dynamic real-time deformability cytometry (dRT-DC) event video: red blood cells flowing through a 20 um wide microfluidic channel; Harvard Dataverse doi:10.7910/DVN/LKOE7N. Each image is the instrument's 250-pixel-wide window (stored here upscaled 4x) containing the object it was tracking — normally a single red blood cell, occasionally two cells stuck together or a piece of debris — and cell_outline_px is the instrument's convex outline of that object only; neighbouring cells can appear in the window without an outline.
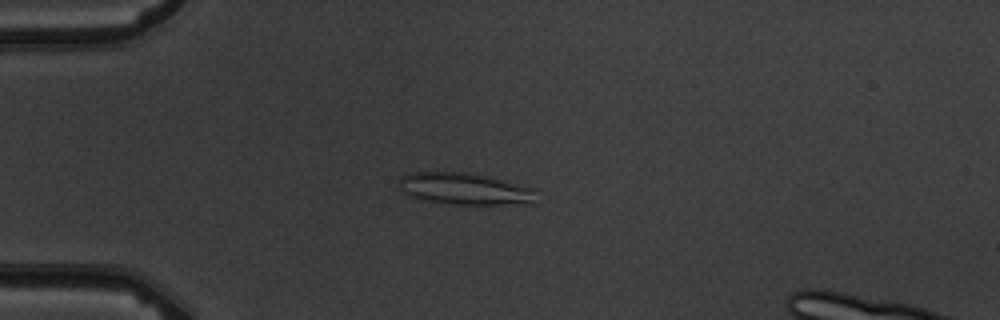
{"species": "common noctule bat (a hibernating species)", "species_latin": "Nyctalus noctula", "temperature_condition": "warm", "stored_images_in_passage": 7, "camera_frame_rate_fps": 3000, "um_per_image_px": 0.085, "animal": {"sex": "male", "body_mass_g": 19.5, "forearm_length_mm": 54.6}, "frame": {"image": 1, "passage_image": 5, "time_ms": 4.333, "image_size_px": [1000, 320], "cell_outline_px": [[536, 204], [452, 204], [428, 200], [408, 196], [396, 184], [400, 176], [408, 172], [464, 172], [488, 176], [536, 188]], "centroid_in_image_um": [39.52, 16.04], "position_along_channel_um": 45.5, "area_um2": 25.78}}
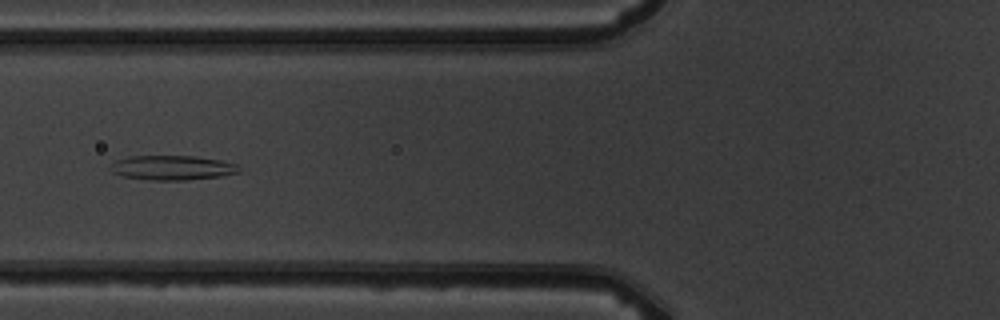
{"frame": {"image": 2, "passage_image": 7, "time_ms": 6.667, "image_size_px": [1000, 320], "cell_outline_px": [[240, 172], [220, 176], [184, 180], [148, 180], [120, 176], [112, 172], [108, 168], [116, 160], [128, 156], [196, 156], [220, 160], [236, 164]], "centroid_in_image_um": [14.58, 14.26], "position_along_channel_um": 111.2, "area_um2": 18.44}}